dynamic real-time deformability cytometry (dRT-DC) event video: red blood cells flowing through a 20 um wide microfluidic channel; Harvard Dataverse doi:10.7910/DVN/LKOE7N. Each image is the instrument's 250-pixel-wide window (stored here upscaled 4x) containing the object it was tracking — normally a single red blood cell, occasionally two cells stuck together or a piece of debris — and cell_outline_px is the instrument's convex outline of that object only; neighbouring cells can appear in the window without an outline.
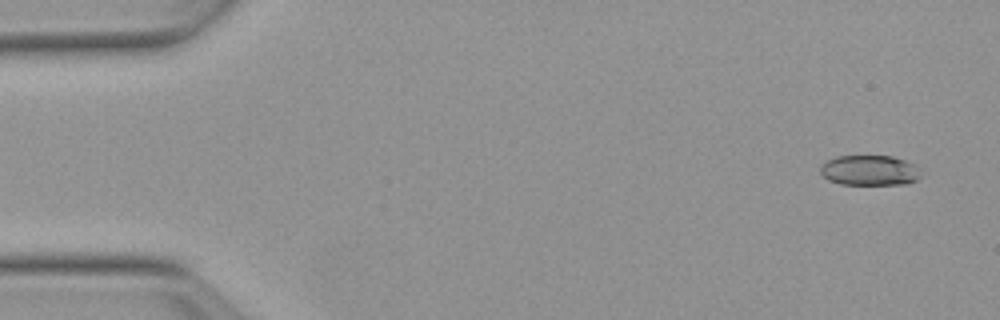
{"species": "Egyptian fruit bat (a non-hibernating species)", "species_latin": "Rousettus aegyptiacus", "temperature_condition": "warm", "stored_images_in_passage": 54, "camera_frame_rate_fps": 3000, "um_per_image_px": 0.085, "animal": {"sex": "female"}, "frame": {"image": 1, "passage_image": 3, "time_ms": 0.667, "image_size_px": [1000, 320], "cell_outline_px": [[920, 176], [916, 180], [908, 184], [840, 184], [828, 180], [820, 172], [820, 164], [836, 156], [892, 156], [916, 164], [920, 168]], "centroid_in_image_um": [73.93, 14.48], "position_along_channel_um": 11.1, "area_um2": 17.86}}
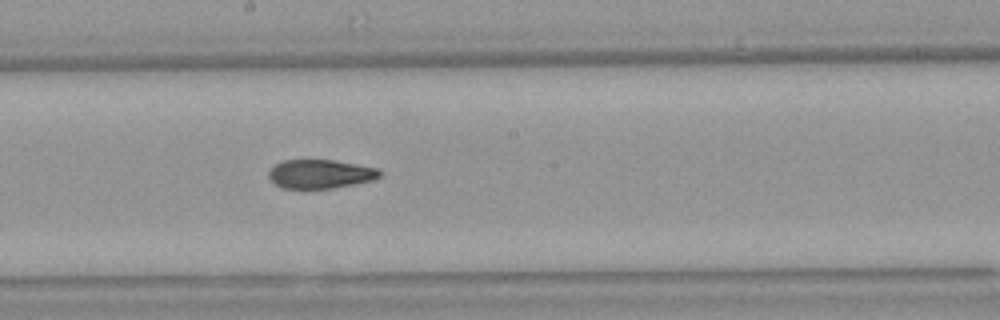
{"frame": {"image": 2, "passage_image": 29, "time_ms": 9.333, "image_size_px": [1000, 320], "cell_outline_px": [[380, 176], [372, 180], [332, 188], [280, 188], [268, 176], [268, 172], [276, 164], [284, 160], [332, 160], [356, 164], [376, 168], [380, 172]], "centroid_in_image_um": [27.19, 14.78], "position_along_channel_um": 221.0, "area_um2": 18.32}}
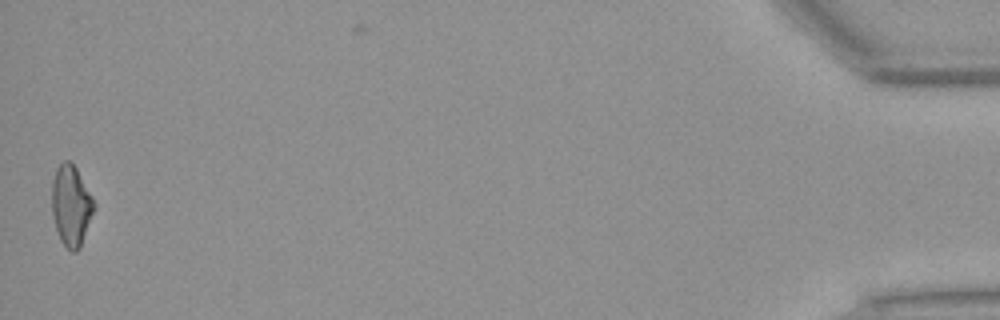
{"frame": {"image": 3, "passage_image": 53, "time_ms": 17.333, "image_size_px": [1000, 320], "cell_outline_px": [[96, 204], [80, 248], [76, 252], [72, 252], [60, 240], [52, 216], [52, 184], [56, 168], [64, 160], [68, 160], [76, 168], [92, 196]], "centroid_in_image_um": [6.04, 17.48], "position_along_channel_um": 429.2, "area_um2": 19.65}, "authors_computed_cell_mechanics": {"area_um2": 19.4208, "velocity_mm_per_s": 3.8405, "shape_relaxation_time_tau1_ms": null, "shape_relaxation_time_tau2_ms": 2.8794, "deformation_change_tau1": null, "deformation_change_tau2": 0.0985}}